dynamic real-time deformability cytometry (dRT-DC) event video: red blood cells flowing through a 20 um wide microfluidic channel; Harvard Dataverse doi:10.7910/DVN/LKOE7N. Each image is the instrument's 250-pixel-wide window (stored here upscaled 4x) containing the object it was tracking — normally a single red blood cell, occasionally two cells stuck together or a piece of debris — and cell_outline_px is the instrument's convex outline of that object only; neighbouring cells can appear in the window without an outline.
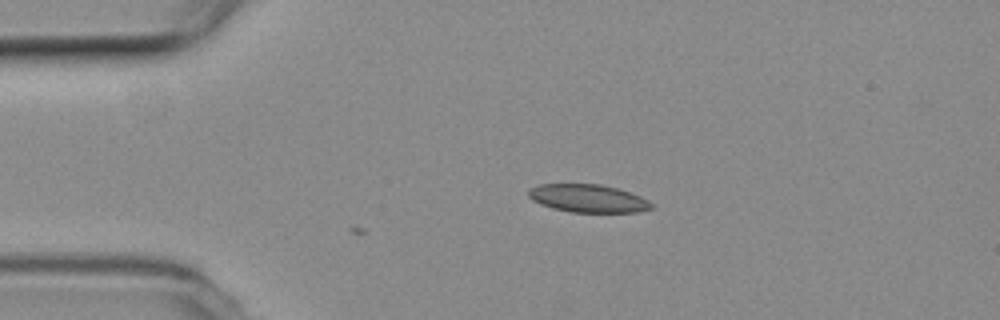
{"species": "common noctule bat (a hibernating species)", "species_latin": "Nyctalus noctula", "temperature_condition": "room temperature", "stored_images_in_passage": 10, "camera_frame_rate_fps": 3000, "um_per_image_px": 0.085, "animal": {"sex": "female", "body_mass_g": 19.3, "forearm_length_mm": 54.1}, "frame": {"image": 1, "passage_image": 10, "time_ms": 3.0, "image_size_px": [1000, 320], "cell_outline_px": [[656, 208], [640, 212], [572, 212], [552, 208], [540, 204], [532, 200], [528, 196], [528, 192], [532, 188], [540, 184], [600, 184], [620, 188], [640, 196], [648, 200]], "centroid_in_image_um": [50.03, 16.86], "position_along_channel_um": 35.0, "area_um2": 20.17}}